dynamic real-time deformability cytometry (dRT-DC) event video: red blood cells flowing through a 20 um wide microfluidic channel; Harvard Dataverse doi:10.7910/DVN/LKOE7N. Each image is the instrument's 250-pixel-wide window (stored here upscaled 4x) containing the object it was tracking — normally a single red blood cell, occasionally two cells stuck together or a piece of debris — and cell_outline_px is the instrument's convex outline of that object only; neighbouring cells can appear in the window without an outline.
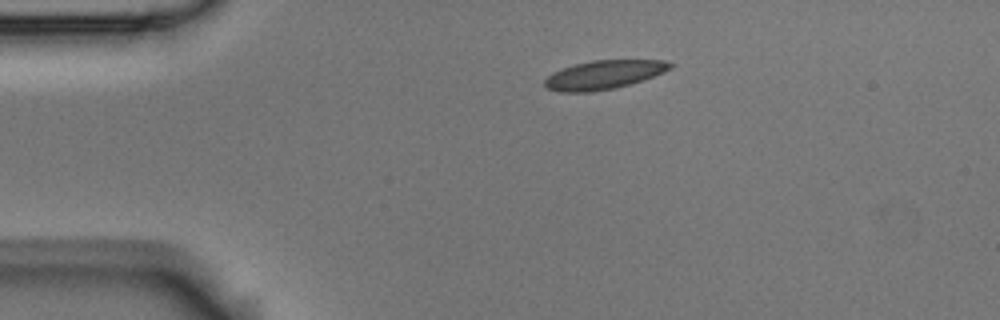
{"species": "Egyptian fruit bat (a non-hibernating species)", "species_latin": "Rousettus aegyptiacus", "temperature_condition": "room temperature", "stored_images_in_passage": 4, "camera_frame_rate_fps": 3000, "um_per_image_px": 0.085, "animal": {"sex": "male"}, "frame": {"image": 1, "passage_image": 1, "time_ms": 0.0, "image_size_px": [1000, 320], "cell_outline_px": [[672, 68], [664, 72], [628, 84], [612, 88], [592, 92], [560, 92], [548, 88], [544, 84], [544, 80], [552, 72], [576, 64], [592, 60], [664, 60], [672, 64]], "centroid_in_image_um": [51.3, 6.35], "position_along_channel_um": 33.7, "area_um2": 20.69}}
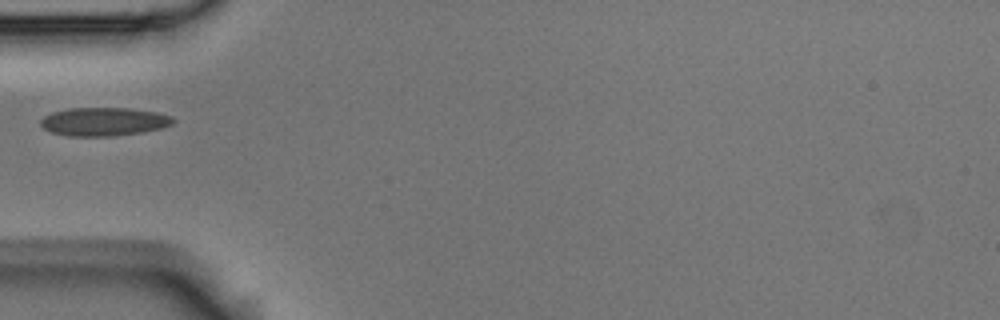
{"frame": {"image": 2, "passage_image": 3, "time_ms": 0.667, "image_size_px": [1000, 320], "cell_outline_px": [[176, 120], [172, 124], [164, 128], [140, 132], [108, 136], [68, 136], [52, 132], [44, 128], [40, 124], [40, 120], [44, 116], [52, 112], [68, 108], [132, 108], [156, 112], [172, 116]], "centroid_in_image_um": [8.84, 10.33], "position_along_channel_um": 76.2, "area_um2": 21.96}}
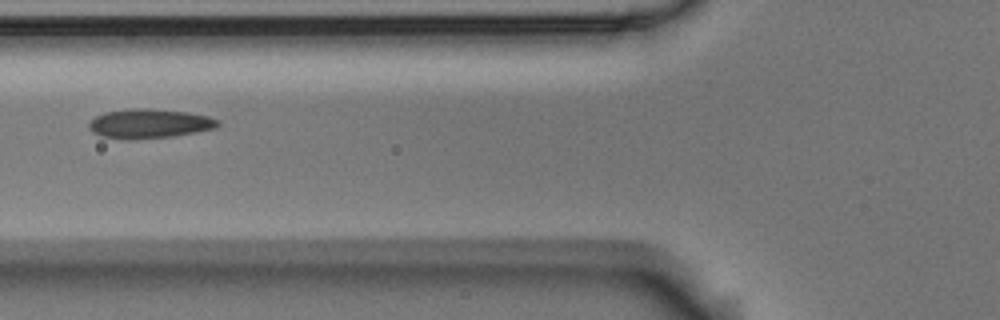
{"frame": {"image": 3, "passage_image": 4, "time_ms": 1.0, "image_size_px": [1000, 320], "cell_outline_px": [[220, 124], [216, 128], [196, 132], [172, 136], [100, 136], [92, 132], [88, 128], [88, 124], [96, 116], [104, 112], [132, 108], [148, 108], [188, 112], [208, 116], [220, 120]], "centroid_in_image_um": [12.76, 10.45], "position_along_channel_um": 113.0, "area_um2": 21.15}}